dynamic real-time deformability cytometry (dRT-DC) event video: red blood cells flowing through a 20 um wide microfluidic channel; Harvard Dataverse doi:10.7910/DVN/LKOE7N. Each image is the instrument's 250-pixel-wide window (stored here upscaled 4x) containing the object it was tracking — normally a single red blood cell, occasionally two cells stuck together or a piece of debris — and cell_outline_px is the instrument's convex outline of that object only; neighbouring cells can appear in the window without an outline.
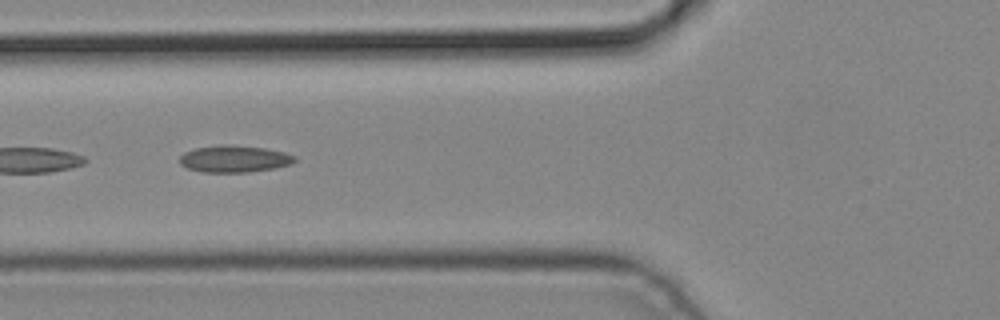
{"species": "common noctule bat (a hibernating species)", "species_latin": "Nyctalus noctula", "temperature_condition": "cold", "stored_images_in_passage": 3, "camera_frame_rate_fps": 3000, "um_per_image_px": 0.085, "animal": {"sex": "male", "body_mass_g": 19.2, "forearm_length_mm": 51.8}, "frame": {"image": 1, "passage_image": 2, "time_ms": 0.333, "image_size_px": [1000, 320], "cell_outline_px": [[296, 160], [292, 164], [276, 168], [248, 172], [204, 172], [188, 168], [180, 164], [180, 156], [184, 152], [196, 148], [224, 144], [228, 144], [264, 148], [284, 152], [296, 156]], "centroid_in_image_um": [19.94, 13.5], "position_along_channel_um": 105.9, "area_um2": 18.03}}
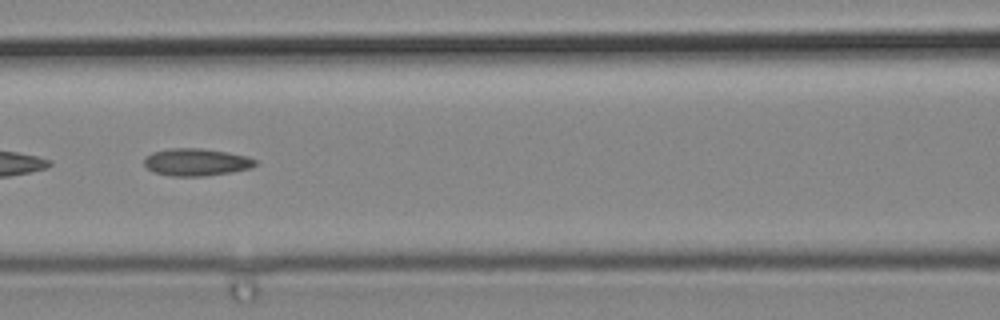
{"frame": {"image": 2, "passage_image": 3, "time_ms": 0.667, "image_size_px": [1000, 320], "cell_outline_px": [[256, 164], [248, 168], [232, 172], [204, 176], [172, 176], [152, 172], [144, 164], [144, 160], [152, 152], [172, 148], [200, 148], [228, 152], [248, 156], [256, 160]], "centroid_in_image_um": [16.68, 13.78], "position_along_channel_um": 149.9, "area_um2": 17.63}}